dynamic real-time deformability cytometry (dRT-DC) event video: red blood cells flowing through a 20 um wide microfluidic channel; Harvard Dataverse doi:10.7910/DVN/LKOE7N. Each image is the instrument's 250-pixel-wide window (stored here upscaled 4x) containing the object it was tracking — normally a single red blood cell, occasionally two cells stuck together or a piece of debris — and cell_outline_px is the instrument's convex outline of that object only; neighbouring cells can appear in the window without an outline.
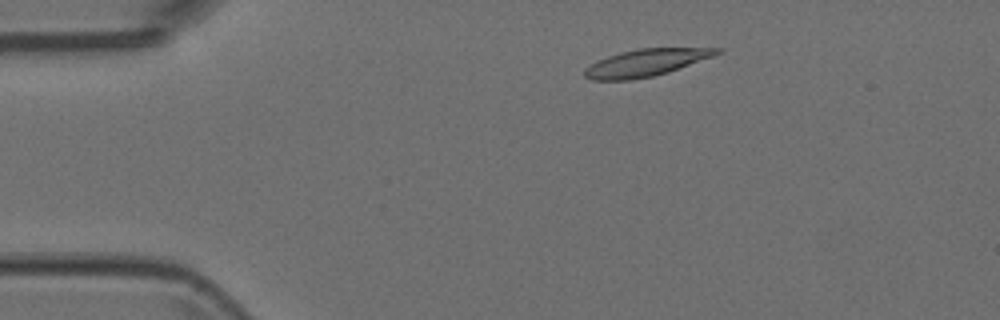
{"species": "Egyptian fruit bat (a non-hibernating species)", "species_latin": "Rousettus aegyptiacus", "temperature_condition": "room temperature", "stored_images_in_passage": 8, "camera_frame_rate_fps": 3000, "um_per_image_px": 0.085, "animal": {"sex": "female"}, "frame": {"image": 1, "passage_image": 2, "time_ms": 0.333, "image_size_px": [1000, 320], "cell_outline_px": [[724, 48], [720, 52], [712, 56], [668, 72], [652, 76], [628, 80], [588, 80], [584, 76], [584, 68], [596, 60], [620, 52], [640, 48]], "centroid_in_image_um": [54.82, 5.33], "position_along_channel_um": 30.2, "area_um2": 20.75}}
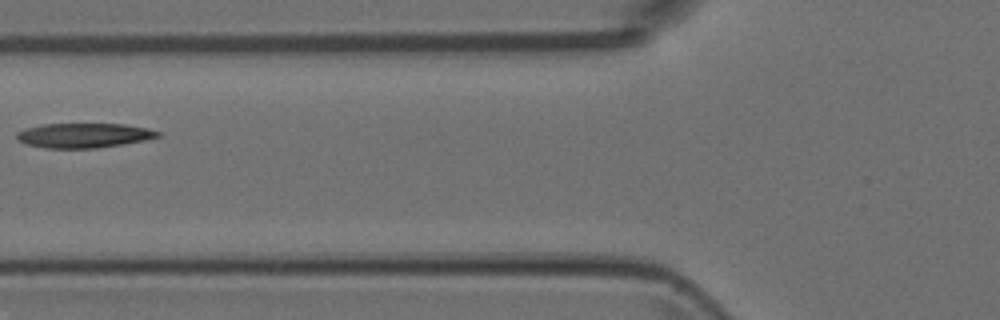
{"frame": {"image": 2, "passage_image": 5, "time_ms": 1.333, "image_size_px": [1000, 320], "cell_outline_px": [[160, 136], [144, 140], [96, 148], [48, 148], [24, 144], [16, 136], [16, 132], [24, 128], [44, 124], [124, 124], [148, 128], [160, 132]], "centroid_in_image_um": [7.09, 11.5], "position_along_channel_um": 118.7, "area_um2": 20.11}}
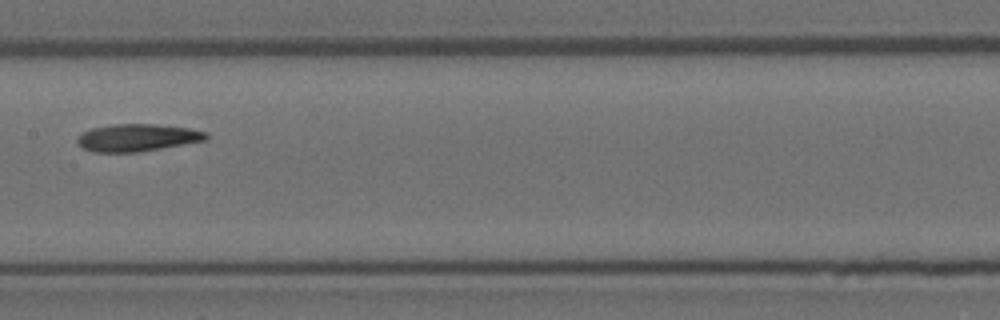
{"frame": {"image": 3, "passage_image": 7, "time_ms": 2.0, "image_size_px": [1000, 320], "cell_outline_px": [[208, 140], [140, 152], [92, 152], [84, 148], [76, 140], [76, 136], [92, 128], [112, 124], [156, 124], [188, 128], [208, 132]], "centroid_in_image_um": [11.7, 11.7], "position_along_channel_um": 195.7, "area_um2": 20.63}}